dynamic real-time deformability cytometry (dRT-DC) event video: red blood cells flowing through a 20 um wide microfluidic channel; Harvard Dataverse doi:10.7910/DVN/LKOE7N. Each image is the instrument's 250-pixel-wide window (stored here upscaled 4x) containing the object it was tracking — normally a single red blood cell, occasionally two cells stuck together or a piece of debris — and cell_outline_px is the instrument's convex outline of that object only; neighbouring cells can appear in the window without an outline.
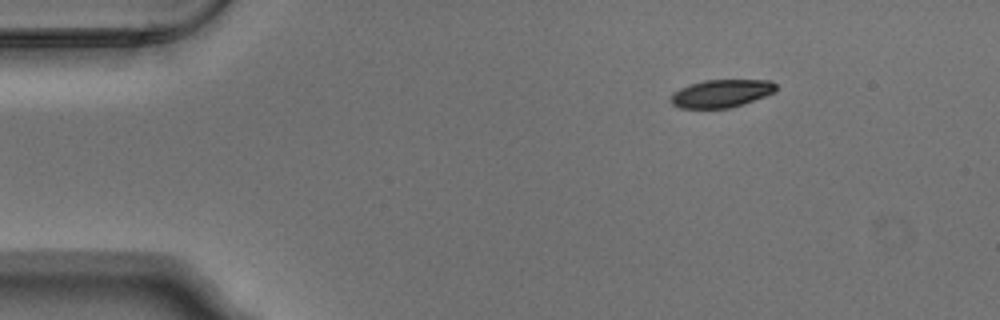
{"species": "Egyptian fruit bat (a non-hibernating species)", "species_latin": "Rousettus aegyptiacus", "temperature_condition": "warm", "stored_images_in_passage": 47, "camera_frame_rate_fps": 3000, "um_per_image_px": 0.085, "animal": {"sex": "male"}, "frame": {"image": 1, "passage_image": 1, "time_ms": 0.0, "image_size_px": [1000, 320], "cell_outline_px": [[776, 92], [728, 108], [680, 108], [672, 104], [668, 100], [672, 92], [688, 84], [704, 80], [772, 80], [776, 84]], "centroid_in_image_um": [61.26, 7.93], "position_along_channel_um": 23.7, "area_um2": 17.11}}
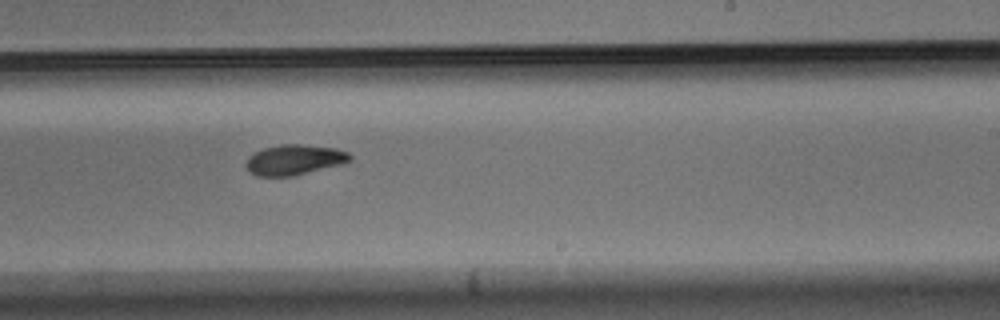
{"frame": {"image": 2, "passage_image": 26, "time_ms": 8.333, "image_size_px": [1000, 320], "cell_outline_px": [[352, 160], [340, 164], [292, 176], [256, 176], [248, 172], [244, 164], [248, 156], [252, 152], [264, 148], [280, 144], [300, 144], [336, 148], [348, 152], [352, 156]], "centroid_in_image_um": [24.96, 13.57], "position_along_channel_um": 264.0, "area_um2": 18.5}}
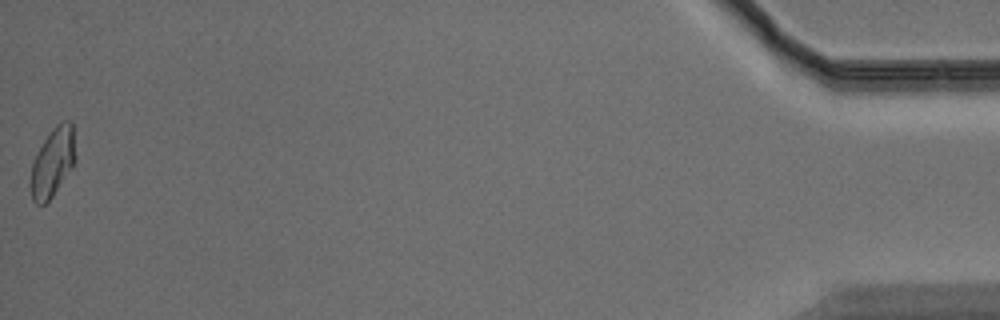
{"frame": {"image": 3, "passage_image": 47, "time_ms": 15.333, "image_size_px": [1000, 320], "cell_outline_px": [[76, 160], [52, 196], [44, 204], [36, 204], [32, 200], [28, 184], [32, 164], [44, 140], [52, 128], [56, 124], [64, 120], [72, 120], [76, 156]], "centroid_in_image_um": [4.46, 13.78], "position_along_channel_um": 430.7, "area_um2": 18.03}, "authors_computed_cell_mechanics": {"area_um2": 18.3804, "velocity_mm_per_s": 3.7632, "shape_relaxation_time_tau1_ms": 3.2602, "shape_relaxation_time_tau2_ms": 4.7162, "deformation_change_tau1": 0.1324, "deformation_change_tau2": 0.0934}}